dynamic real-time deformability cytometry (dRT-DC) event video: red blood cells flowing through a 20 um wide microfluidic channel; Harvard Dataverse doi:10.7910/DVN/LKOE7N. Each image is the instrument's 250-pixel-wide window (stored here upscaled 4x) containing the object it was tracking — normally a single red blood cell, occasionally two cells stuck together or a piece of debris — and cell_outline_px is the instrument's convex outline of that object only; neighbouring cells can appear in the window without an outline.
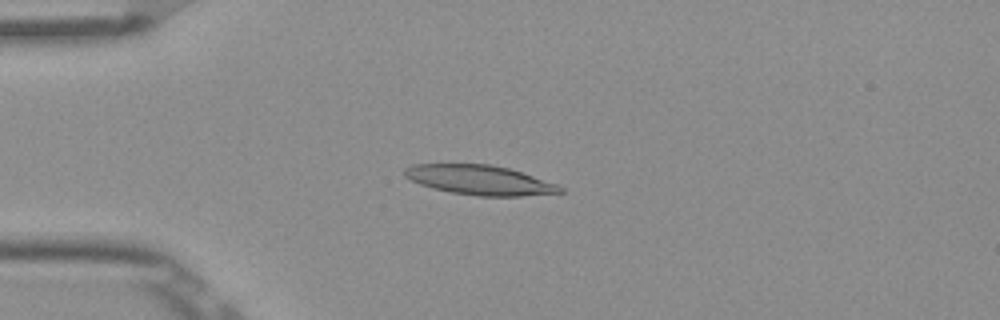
{"species": "Egyptian fruit bat (a non-hibernating species)", "species_latin": "Rousettus aegyptiacus", "temperature_condition": "room temperature", "stored_images_in_passage": 52, "camera_frame_rate_fps": 3000, "um_per_image_px": 0.085, "frame": {"image": 1, "passage_image": 13, "time_ms": 4.0, "image_size_px": [1000, 320], "cell_outline_px": [[564, 192], [520, 196], [476, 196], [452, 192], [432, 188], [420, 184], [404, 176], [404, 168], [412, 164], [492, 164], [508, 168], [556, 184], [564, 188]], "centroid_in_image_um": [40.74, 15.3], "position_along_channel_um": 44.3, "area_um2": 26.65}}
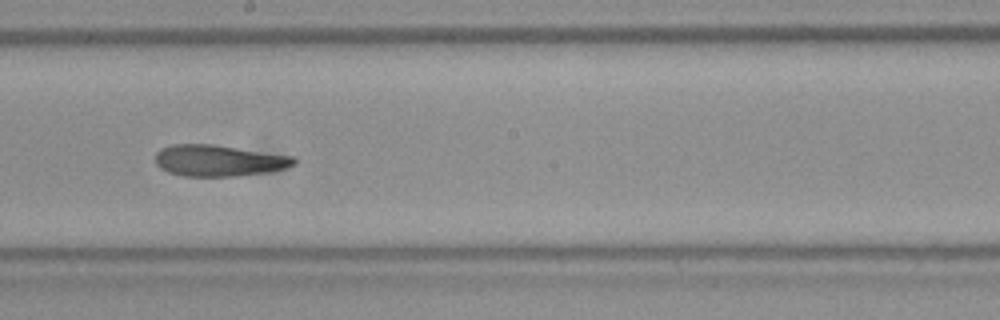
{"frame": {"image": 2, "passage_image": 29, "time_ms": 9.333, "image_size_px": [1000, 320], "cell_outline_px": [[296, 164], [284, 168], [268, 172], [236, 176], [184, 176], [168, 172], [160, 168], [156, 164], [156, 152], [160, 148], [172, 144], [212, 144], [296, 156]], "centroid_in_image_um": [18.6, 13.64], "position_along_channel_um": 229.6, "area_um2": 25.49}}
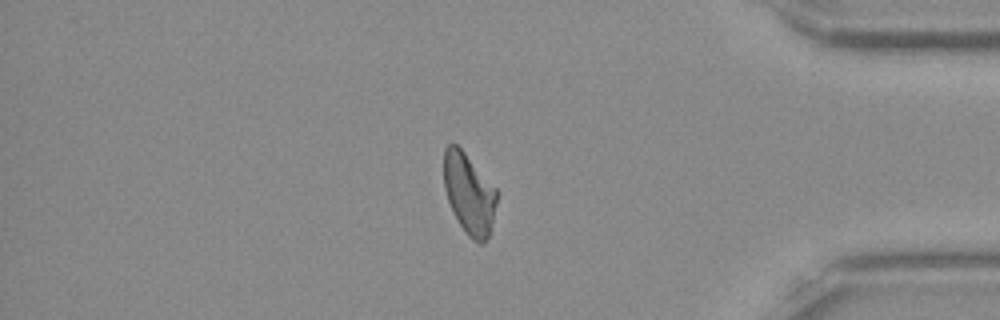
{"frame": {"image": 3, "passage_image": 44, "time_ms": 14.333, "image_size_px": [1000, 320], "cell_outline_px": [[500, 192], [488, 236], [484, 244], [480, 244], [472, 240], [464, 232], [448, 200], [444, 188], [444, 148], [448, 144], [456, 144], [464, 152]], "centroid_in_image_um": [39.89, 16.47], "position_along_channel_um": 395.3, "area_um2": 24.91}, "authors_computed_cell_mechanics": {"area_um2": 25.8655, "velocity_mm_per_s": 3.8817, "shape_relaxation_time_tau1_ms": null, "shape_relaxation_time_tau2_ms": 3.1963, "deformation_change_tau1": null, "deformation_change_tau2": 0.1049}}